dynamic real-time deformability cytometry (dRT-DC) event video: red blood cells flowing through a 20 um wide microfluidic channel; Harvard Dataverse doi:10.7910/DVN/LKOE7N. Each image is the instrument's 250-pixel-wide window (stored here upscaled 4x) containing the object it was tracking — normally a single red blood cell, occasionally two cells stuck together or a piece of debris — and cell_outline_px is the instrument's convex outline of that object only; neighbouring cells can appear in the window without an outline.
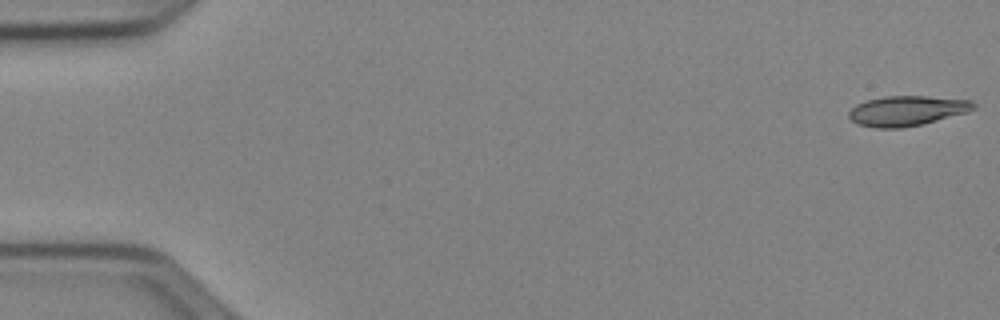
{"species": "Egyptian fruit bat (a non-hibernating species)", "species_latin": "Rousettus aegyptiacus", "temperature_condition": "cold", "stored_images_in_passage": 52, "camera_frame_rate_fps": 3000, "um_per_image_px": 0.085, "animal": {"sex": "female"}, "frame": {"image": 1, "passage_image": 1, "time_ms": 0.0, "image_size_px": [1000, 320], "cell_outline_px": [[976, 108], [968, 112], [920, 124], [900, 128], [876, 128], [856, 124], [848, 116], [848, 112], [856, 104], [868, 100], [884, 96], [928, 96], [972, 100], [976, 104]], "centroid_in_image_um": [77.09, 9.41], "position_along_channel_um": 7.9, "area_um2": 21.79}}
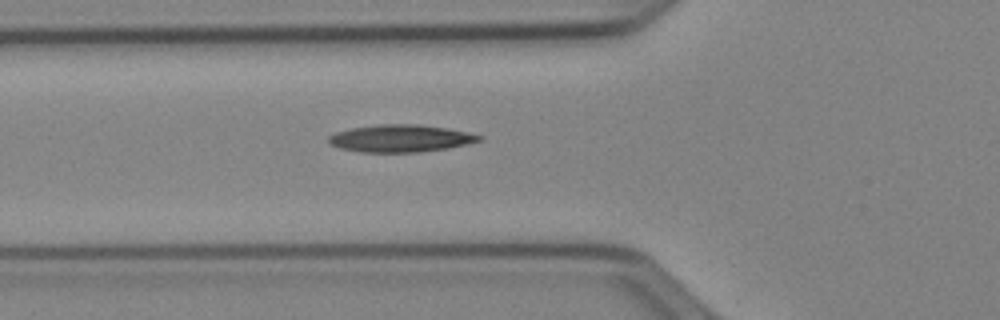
{"frame": {"image": 2, "passage_image": 19, "time_ms": 6.0, "image_size_px": [1000, 320], "cell_outline_px": [[484, 136], [480, 140], [468, 144], [448, 148], [416, 152], [360, 152], [340, 148], [328, 144], [328, 136], [336, 132], [352, 128], [380, 124], [420, 124], [448, 128], [468, 132]], "centroid_in_image_um": [34.04, 11.76], "position_along_channel_um": 91.8, "area_um2": 24.04}}
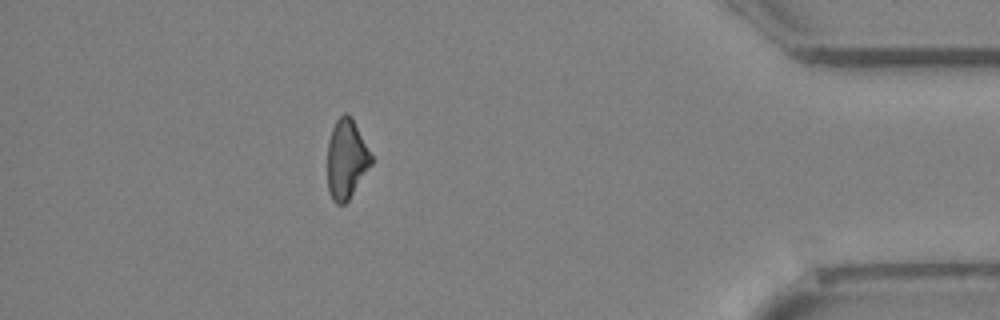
{"frame": {"image": 3, "passage_image": 46, "time_ms": 15.0, "image_size_px": [1000, 320], "cell_outline_px": [[372, 164], [348, 200], [344, 204], [336, 204], [332, 200], [328, 192], [328, 140], [332, 128], [336, 120], [344, 112], [352, 116], [372, 156]], "centroid_in_image_um": [29.44, 13.52], "position_along_channel_um": 405.8, "area_um2": 20.29}, "authors_computed_cell_mechanics": {"area_um2": 21.9351, "velocity_mm_per_s": 3.9901, "shape_relaxation_time_tau1_ms": 7.6712, "shape_relaxation_time_tau2_ms": null, "deformation_change_tau1": 0.1621, "deformation_change_tau2": null}}